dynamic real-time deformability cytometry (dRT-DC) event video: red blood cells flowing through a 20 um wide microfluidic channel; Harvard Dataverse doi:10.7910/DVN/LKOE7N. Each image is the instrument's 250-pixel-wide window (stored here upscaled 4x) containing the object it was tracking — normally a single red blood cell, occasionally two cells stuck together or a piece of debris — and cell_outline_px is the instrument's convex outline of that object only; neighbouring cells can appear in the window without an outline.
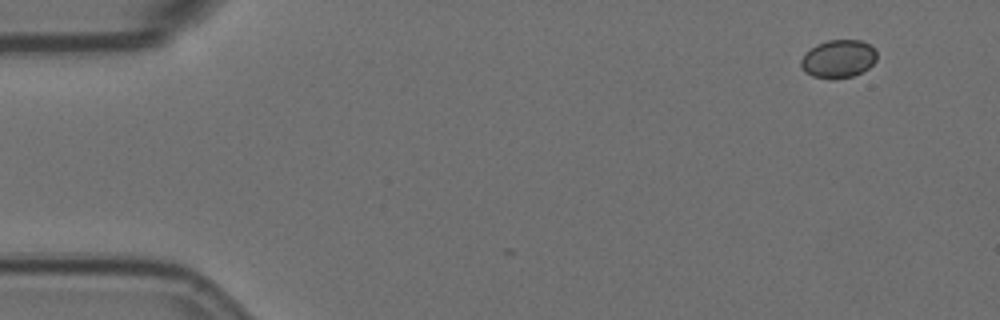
{"species": "Egyptian fruit bat (a non-hibernating species)", "species_latin": "Rousettus aegyptiacus", "temperature_condition": "room temperature", "stored_images_in_passage": 5, "camera_frame_rate_fps": 3000, "um_per_image_px": 0.085, "animal": {"sex": "female"}, "frame": {"image": 1, "passage_image": 1, "time_ms": 0.0, "image_size_px": [1000, 320], "cell_outline_px": [[876, 60], [868, 68], [852, 76], [832, 80], [812, 76], [804, 72], [800, 64], [800, 60], [816, 44], [828, 40], [860, 40], [868, 44], [876, 52]], "centroid_in_image_um": [71.24, 5.02], "position_along_channel_um": 13.8, "area_um2": 16.7}}